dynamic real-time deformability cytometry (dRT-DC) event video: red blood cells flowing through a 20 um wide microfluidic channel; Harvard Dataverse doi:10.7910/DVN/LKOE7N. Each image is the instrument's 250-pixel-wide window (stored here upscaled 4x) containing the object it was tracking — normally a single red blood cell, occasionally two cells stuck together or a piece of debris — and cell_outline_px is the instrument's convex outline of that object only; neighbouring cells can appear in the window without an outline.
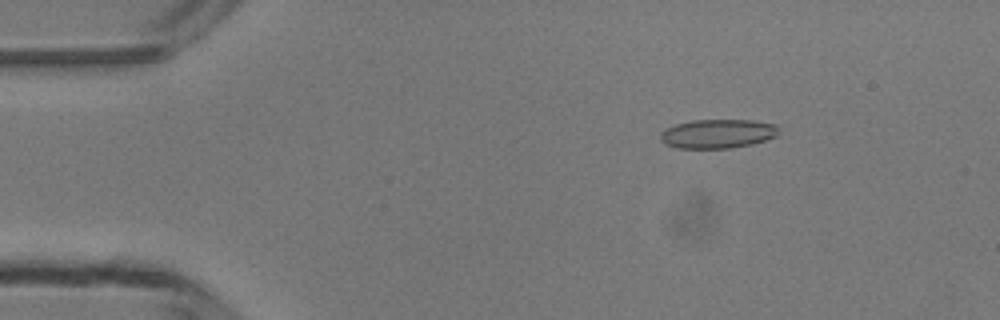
{"species": "common noctule bat (a hibernating species)", "species_latin": "Nyctalus noctula", "temperature_condition": "room temperature", "stored_images_in_passage": 48, "camera_frame_rate_fps": 3000, "um_per_image_px": 0.085, "animal": {"sex": "male", "body_mass_g": 13.3}, "frame": {"image": 1, "passage_image": 7, "time_ms": 2.0, "image_size_px": [1000, 320], "cell_outline_px": [[780, 128], [776, 136], [752, 144], [732, 148], [676, 148], [664, 144], [660, 140], [660, 132], [676, 124], [692, 120], [752, 120], [776, 124]], "centroid_in_image_um": [61.0, 11.37], "position_along_channel_um": 24.0, "area_um2": 20.11}}
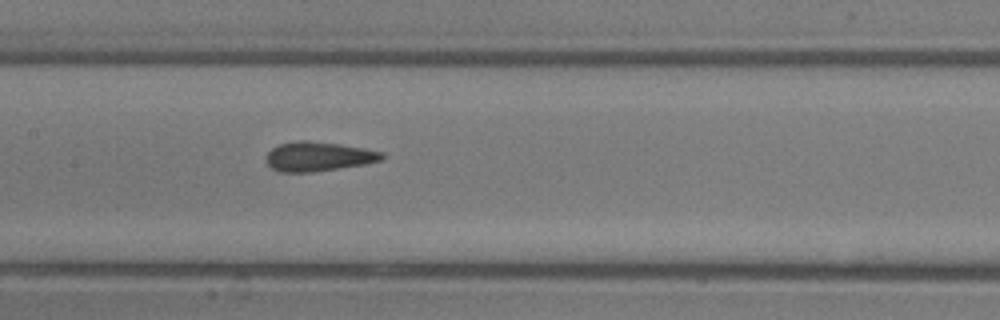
{"frame": {"image": 2, "passage_image": 23, "time_ms": 7.333, "image_size_px": [1000, 320], "cell_outline_px": [[384, 156], [380, 160], [364, 164], [312, 172], [280, 172], [272, 168], [264, 160], [268, 152], [272, 148], [280, 144], [296, 140], [308, 140], [340, 144], [364, 148], [384, 152]], "centroid_in_image_um": [27.03, 13.29], "position_along_channel_um": 180.4, "area_um2": 19.83}}
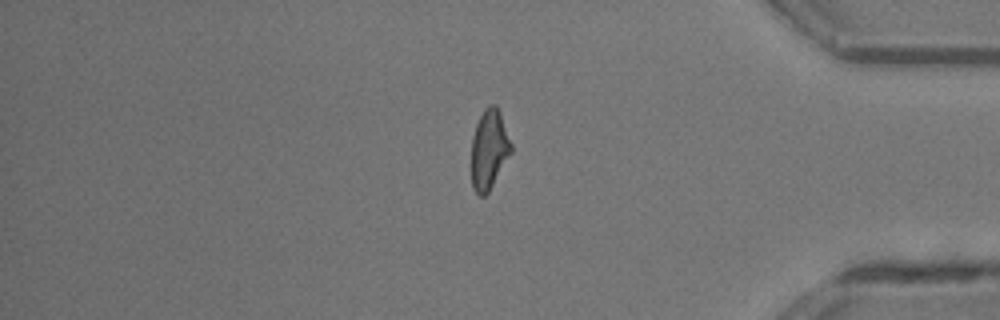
{"frame": {"image": 3, "passage_image": 40, "time_ms": 13.0, "image_size_px": [1000, 320], "cell_outline_px": [[512, 152], [488, 192], [484, 196], [480, 196], [472, 188], [472, 136], [476, 124], [484, 108], [492, 104], [496, 104], [500, 112], [512, 144]], "centroid_in_image_um": [41.58, 12.69], "position_along_channel_um": 393.6, "area_um2": 18.38}, "authors_computed_cell_mechanics": {"area_um2": 19.5653, "velocity_mm_per_s": 4.2834, "shape_relaxation_time_tau1_ms": null, "shape_relaxation_time_tau2_ms": 1.3684, "deformation_change_tau1": null, "deformation_change_tau2": 0.0712}}